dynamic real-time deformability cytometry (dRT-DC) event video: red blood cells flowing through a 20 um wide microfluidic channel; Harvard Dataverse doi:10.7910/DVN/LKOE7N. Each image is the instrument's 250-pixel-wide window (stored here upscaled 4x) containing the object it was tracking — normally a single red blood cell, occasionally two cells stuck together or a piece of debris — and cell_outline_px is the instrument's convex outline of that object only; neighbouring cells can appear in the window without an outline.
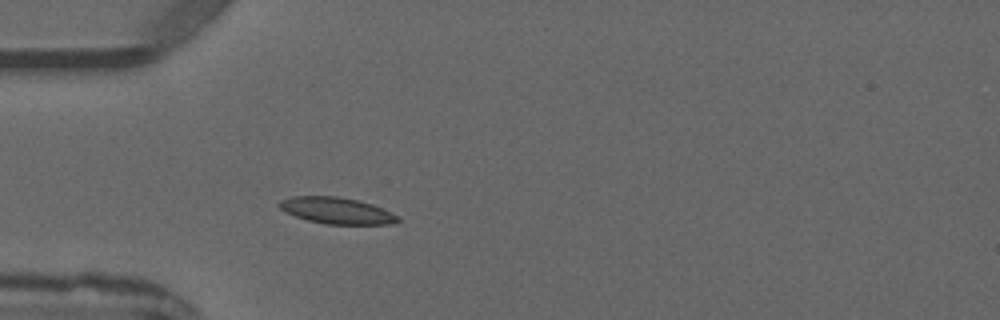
{"species": "common noctule bat (a hibernating species)", "species_latin": "Nyctalus noctula", "temperature_condition": "warm", "stored_images_in_passage": 3, "camera_frame_rate_fps": 3000, "um_per_image_px": 0.085, "animal": {"sex": "male", "forearm_length_mm": 52.5}, "frame": {"image": 1, "passage_image": 3, "time_ms": 2.333, "image_size_px": [1000, 320], "cell_outline_px": [[400, 220], [396, 224], [324, 224], [308, 220], [284, 212], [276, 204], [280, 200], [292, 196], [336, 196], [356, 200], [372, 204], [400, 216]], "centroid_in_image_um": [28.61, 17.9], "position_along_channel_um": 56.4, "area_um2": 18.32}}